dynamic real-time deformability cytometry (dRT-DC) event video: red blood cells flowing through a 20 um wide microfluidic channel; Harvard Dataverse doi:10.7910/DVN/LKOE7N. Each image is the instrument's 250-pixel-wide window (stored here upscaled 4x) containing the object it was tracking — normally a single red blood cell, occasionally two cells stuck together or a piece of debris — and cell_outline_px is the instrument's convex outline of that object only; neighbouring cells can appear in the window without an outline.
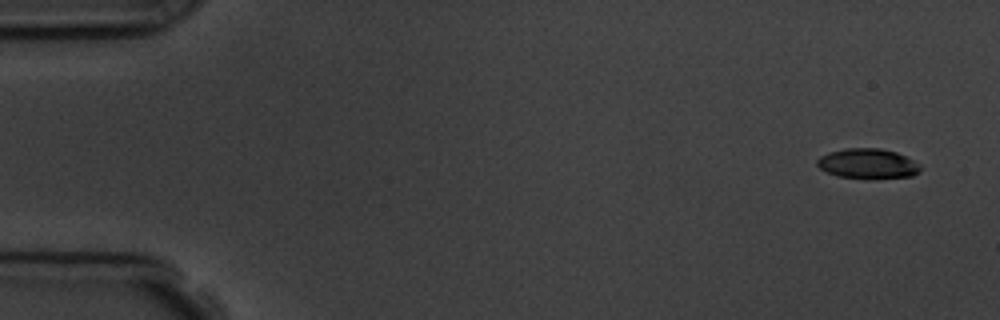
{"species": "common noctule bat (a hibernating species)", "species_latin": "Nyctalus noctula", "temperature_condition": "room temperature", "stored_images_in_passage": 11, "camera_frame_rate_fps": 3000, "um_per_image_px": 0.085, "animal": {"sex": "male", "body_mass_g": 19.5, "forearm_length_mm": 54.6}, "frame": {"image": 1, "passage_image": 1, "time_ms": 0.0, "image_size_px": [1000, 320], "cell_outline_px": [[920, 172], [912, 176], [876, 180], [868, 180], [836, 176], [820, 168], [816, 164], [816, 160], [820, 156], [828, 152], [844, 148], [880, 148], [896, 152], [920, 164]], "centroid_in_image_um": [73.75, 13.94], "position_along_channel_um": 11.2, "area_um2": 18.55}}
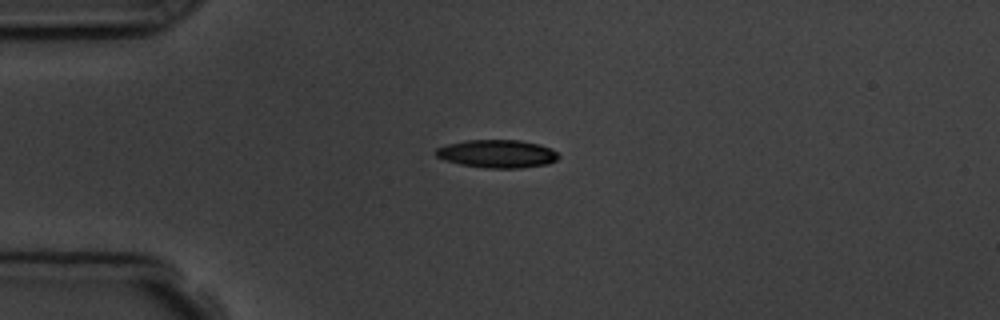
{"frame": {"image": 2, "passage_image": 4, "time_ms": 3.667, "image_size_px": [1000, 320], "cell_outline_px": [[560, 156], [556, 160], [548, 164], [520, 168], [488, 168], [460, 164], [444, 160], [436, 156], [436, 148], [448, 144], [464, 140], [520, 140], [540, 144], [552, 148]], "centroid_in_image_um": [42.28, 13.06], "position_along_channel_um": 42.7, "area_um2": 20.11}}
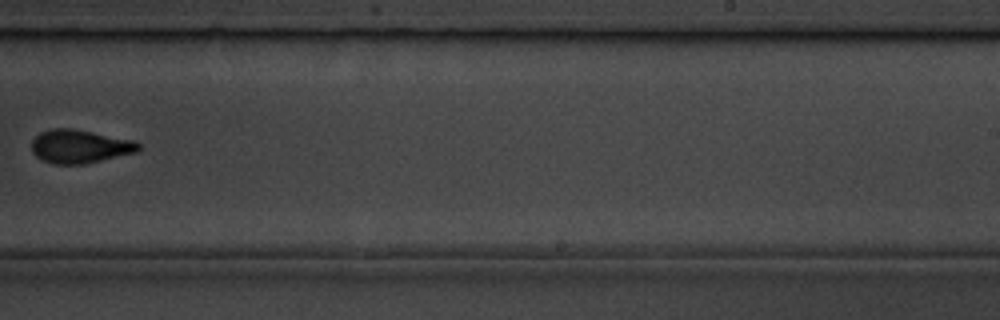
{"frame": {"image": 3, "passage_image": 10, "time_ms": 10.667, "image_size_px": [1000, 320], "cell_outline_px": [[140, 148], [136, 152], [84, 164], [52, 164], [40, 160], [32, 152], [32, 140], [40, 132], [52, 128], [72, 128], [136, 140], [140, 144]], "centroid_in_image_um": [6.77, 12.44], "position_along_channel_um": 282.2, "area_um2": 20.98}}